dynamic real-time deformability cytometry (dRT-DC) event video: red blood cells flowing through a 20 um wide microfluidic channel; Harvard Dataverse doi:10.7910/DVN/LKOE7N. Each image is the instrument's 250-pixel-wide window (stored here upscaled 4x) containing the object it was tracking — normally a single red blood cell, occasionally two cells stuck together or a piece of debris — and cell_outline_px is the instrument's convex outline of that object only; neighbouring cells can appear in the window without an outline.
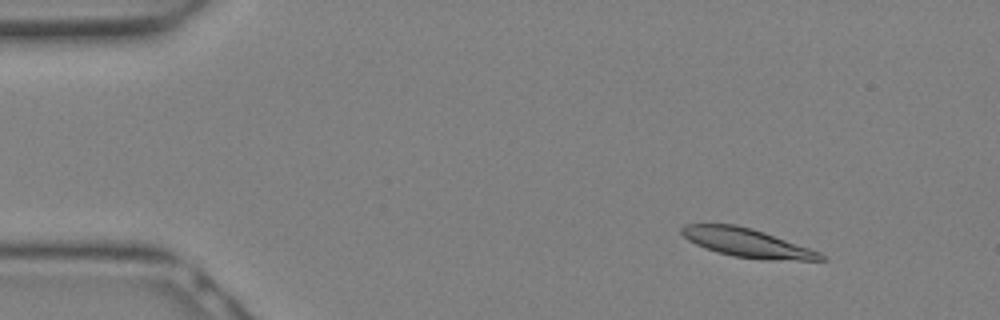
{"species": "Egyptian fruit bat (a non-hibernating species)", "species_latin": "Rousettus aegyptiacus", "temperature_condition": "warm", "stored_images_in_passage": 11, "camera_frame_rate_fps": 3000, "um_per_image_px": 0.085, "animal": {"sex": "female"}, "frame": {"image": 1, "passage_image": 4, "time_ms": 1.0, "image_size_px": [1000, 320], "cell_outline_px": [[828, 260], [764, 260], [732, 256], [716, 252], [696, 244], [688, 240], [680, 232], [680, 228], [684, 224], [736, 224], [752, 228], [764, 232], [820, 252]], "centroid_in_image_um": [63.48, 20.64], "position_along_channel_um": 21.5, "area_um2": 23.24}}
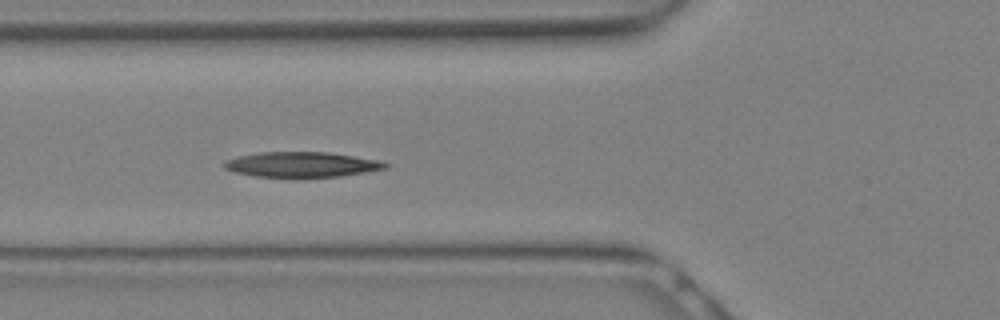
{"frame": {"image": 2, "passage_image": 11, "time_ms": 3.333, "image_size_px": [1000, 320], "cell_outline_px": [[388, 168], [340, 176], [296, 180], [256, 176], [236, 172], [224, 168], [224, 160], [240, 156], [260, 152], [328, 152], [380, 160], [388, 164]], "centroid_in_image_um": [25.64, 14.02], "position_along_channel_um": 100.2, "area_um2": 24.39}}